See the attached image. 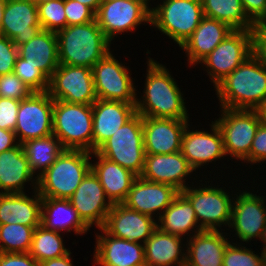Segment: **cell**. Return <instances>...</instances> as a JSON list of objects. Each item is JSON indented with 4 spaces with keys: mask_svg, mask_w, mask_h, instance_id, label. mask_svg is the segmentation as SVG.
<instances>
[{
    "mask_svg": "<svg viewBox=\"0 0 266 266\" xmlns=\"http://www.w3.org/2000/svg\"><path fill=\"white\" fill-rule=\"evenodd\" d=\"M17 48L19 57L36 66L49 79L60 64L56 32L41 29L30 41Z\"/></svg>",
    "mask_w": 266,
    "mask_h": 266,
    "instance_id": "obj_29",
    "label": "cell"
},
{
    "mask_svg": "<svg viewBox=\"0 0 266 266\" xmlns=\"http://www.w3.org/2000/svg\"><path fill=\"white\" fill-rule=\"evenodd\" d=\"M41 29L36 4L30 0H6L0 35L11 39L19 47Z\"/></svg>",
    "mask_w": 266,
    "mask_h": 266,
    "instance_id": "obj_18",
    "label": "cell"
},
{
    "mask_svg": "<svg viewBox=\"0 0 266 266\" xmlns=\"http://www.w3.org/2000/svg\"><path fill=\"white\" fill-rule=\"evenodd\" d=\"M22 146L32 172L35 173L36 170H42L35 178L43 174L65 150L54 134L27 140L22 143Z\"/></svg>",
    "mask_w": 266,
    "mask_h": 266,
    "instance_id": "obj_35",
    "label": "cell"
},
{
    "mask_svg": "<svg viewBox=\"0 0 266 266\" xmlns=\"http://www.w3.org/2000/svg\"><path fill=\"white\" fill-rule=\"evenodd\" d=\"M64 7L67 26L86 24L95 20V12L78 1L64 0Z\"/></svg>",
    "mask_w": 266,
    "mask_h": 266,
    "instance_id": "obj_42",
    "label": "cell"
},
{
    "mask_svg": "<svg viewBox=\"0 0 266 266\" xmlns=\"http://www.w3.org/2000/svg\"><path fill=\"white\" fill-rule=\"evenodd\" d=\"M78 1L89 8H91L95 13L97 12L102 0H75Z\"/></svg>",
    "mask_w": 266,
    "mask_h": 266,
    "instance_id": "obj_52",
    "label": "cell"
},
{
    "mask_svg": "<svg viewBox=\"0 0 266 266\" xmlns=\"http://www.w3.org/2000/svg\"><path fill=\"white\" fill-rule=\"evenodd\" d=\"M260 239L265 243V244H263V246L265 245L263 247V250H266V225H265V228L262 231Z\"/></svg>",
    "mask_w": 266,
    "mask_h": 266,
    "instance_id": "obj_54",
    "label": "cell"
},
{
    "mask_svg": "<svg viewBox=\"0 0 266 266\" xmlns=\"http://www.w3.org/2000/svg\"><path fill=\"white\" fill-rule=\"evenodd\" d=\"M70 252L62 257L48 259L40 262V266H73L70 259Z\"/></svg>",
    "mask_w": 266,
    "mask_h": 266,
    "instance_id": "obj_50",
    "label": "cell"
},
{
    "mask_svg": "<svg viewBox=\"0 0 266 266\" xmlns=\"http://www.w3.org/2000/svg\"><path fill=\"white\" fill-rule=\"evenodd\" d=\"M13 73L18 76L33 92H46L49 78L36 66L17 56Z\"/></svg>",
    "mask_w": 266,
    "mask_h": 266,
    "instance_id": "obj_39",
    "label": "cell"
},
{
    "mask_svg": "<svg viewBox=\"0 0 266 266\" xmlns=\"http://www.w3.org/2000/svg\"><path fill=\"white\" fill-rule=\"evenodd\" d=\"M252 54L266 68V33L256 25L253 30Z\"/></svg>",
    "mask_w": 266,
    "mask_h": 266,
    "instance_id": "obj_48",
    "label": "cell"
},
{
    "mask_svg": "<svg viewBox=\"0 0 266 266\" xmlns=\"http://www.w3.org/2000/svg\"><path fill=\"white\" fill-rule=\"evenodd\" d=\"M93 152L125 124L135 113V103L97 99L92 104Z\"/></svg>",
    "mask_w": 266,
    "mask_h": 266,
    "instance_id": "obj_22",
    "label": "cell"
},
{
    "mask_svg": "<svg viewBox=\"0 0 266 266\" xmlns=\"http://www.w3.org/2000/svg\"><path fill=\"white\" fill-rule=\"evenodd\" d=\"M41 225L56 232L62 230L70 232L72 228L76 234H83L89 230L69 199L42 197Z\"/></svg>",
    "mask_w": 266,
    "mask_h": 266,
    "instance_id": "obj_32",
    "label": "cell"
},
{
    "mask_svg": "<svg viewBox=\"0 0 266 266\" xmlns=\"http://www.w3.org/2000/svg\"><path fill=\"white\" fill-rule=\"evenodd\" d=\"M54 99L46 92H33L20 101L14 130L18 143L53 134Z\"/></svg>",
    "mask_w": 266,
    "mask_h": 266,
    "instance_id": "obj_12",
    "label": "cell"
},
{
    "mask_svg": "<svg viewBox=\"0 0 266 266\" xmlns=\"http://www.w3.org/2000/svg\"><path fill=\"white\" fill-rule=\"evenodd\" d=\"M104 235H97L95 263L102 266H146L144 244L116 238L100 228Z\"/></svg>",
    "mask_w": 266,
    "mask_h": 266,
    "instance_id": "obj_23",
    "label": "cell"
},
{
    "mask_svg": "<svg viewBox=\"0 0 266 266\" xmlns=\"http://www.w3.org/2000/svg\"><path fill=\"white\" fill-rule=\"evenodd\" d=\"M106 198L100 181L90 170L69 201L89 228L94 223L98 228H102L113 205L111 202L107 203Z\"/></svg>",
    "mask_w": 266,
    "mask_h": 266,
    "instance_id": "obj_15",
    "label": "cell"
},
{
    "mask_svg": "<svg viewBox=\"0 0 266 266\" xmlns=\"http://www.w3.org/2000/svg\"><path fill=\"white\" fill-rule=\"evenodd\" d=\"M83 150H64L35 182L41 197L69 199L91 170L90 155Z\"/></svg>",
    "mask_w": 266,
    "mask_h": 266,
    "instance_id": "obj_4",
    "label": "cell"
},
{
    "mask_svg": "<svg viewBox=\"0 0 266 266\" xmlns=\"http://www.w3.org/2000/svg\"><path fill=\"white\" fill-rule=\"evenodd\" d=\"M148 66L144 100H136V112L142 117L188 119L184 99L169 71L152 59Z\"/></svg>",
    "mask_w": 266,
    "mask_h": 266,
    "instance_id": "obj_2",
    "label": "cell"
},
{
    "mask_svg": "<svg viewBox=\"0 0 266 266\" xmlns=\"http://www.w3.org/2000/svg\"><path fill=\"white\" fill-rule=\"evenodd\" d=\"M33 4H42V3H45V2H48L50 0H30Z\"/></svg>",
    "mask_w": 266,
    "mask_h": 266,
    "instance_id": "obj_56",
    "label": "cell"
},
{
    "mask_svg": "<svg viewBox=\"0 0 266 266\" xmlns=\"http://www.w3.org/2000/svg\"><path fill=\"white\" fill-rule=\"evenodd\" d=\"M255 110L259 115L261 123L266 125V98L261 102V104Z\"/></svg>",
    "mask_w": 266,
    "mask_h": 266,
    "instance_id": "obj_51",
    "label": "cell"
},
{
    "mask_svg": "<svg viewBox=\"0 0 266 266\" xmlns=\"http://www.w3.org/2000/svg\"><path fill=\"white\" fill-rule=\"evenodd\" d=\"M215 88L222 108L255 110L266 98V68L252 54Z\"/></svg>",
    "mask_w": 266,
    "mask_h": 266,
    "instance_id": "obj_1",
    "label": "cell"
},
{
    "mask_svg": "<svg viewBox=\"0 0 266 266\" xmlns=\"http://www.w3.org/2000/svg\"><path fill=\"white\" fill-rule=\"evenodd\" d=\"M35 228L16 223L0 225V252L29 253Z\"/></svg>",
    "mask_w": 266,
    "mask_h": 266,
    "instance_id": "obj_37",
    "label": "cell"
},
{
    "mask_svg": "<svg viewBox=\"0 0 266 266\" xmlns=\"http://www.w3.org/2000/svg\"><path fill=\"white\" fill-rule=\"evenodd\" d=\"M189 131L186 126L182 137L181 153L194 170L204 163L218 160L226 155L223 138L215 122L212 124V134L198 130Z\"/></svg>",
    "mask_w": 266,
    "mask_h": 266,
    "instance_id": "obj_24",
    "label": "cell"
},
{
    "mask_svg": "<svg viewBox=\"0 0 266 266\" xmlns=\"http://www.w3.org/2000/svg\"><path fill=\"white\" fill-rule=\"evenodd\" d=\"M33 175L22 144L0 153V193H23L24 183Z\"/></svg>",
    "mask_w": 266,
    "mask_h": 266,
    "instance_id": "obj_30",
    "label": "cell"
},
{
    "mask_svg": "<svg viewBox=\"0 0 266 266\" xmlns=\"http://www.w3.org/2000/svg\"><path fill=\"white\" fill-rule=\"evenodd\" d=\"M146 0H102L95 20L111 42L114 36L132 31L142 22L151 23V9Z\"/></svg>",
    "mask_w": 266,
    "mask_h": 266,
    "instance_id": "obj_9",
    "label": "cell"
},
{
    "mask_svg": "<svg viewBox=\"0 0 266 266\" xmlns=\"http://www.w3.org/2000/svg\"><path fill=\"white\" fill-rule=\"evenodd\" d=\"M49 95L54 100L92 105L98 98L92 68L59 64L49 79Z\"/></svg>",
    "mask_w": 266,
    "mask_h": 266,
    "instance_id": "obj_11",
    "label": "cell"
},
{
    "mask_svg": "<svg viewBox=\"0 0 266 266\" xmlns=\"http://www.w3.org/2000/svg\"><path fill=\"white\" fill-rule=\"evenodd\" d=\"M187 187L181 193L190 201L194 208L197 221H201L202 230L217 231V226L230 224L233 202L221 188Z\"/></svg>",
    "mask_w": 266,
    "mask_h": 266,
    "instance_id": "obj_14",
    "label": "cell"
},
{
    "mask_svg": "<svg viewBox=\"0 0 266 266\" xmlns=\"http://www.w3.org/2000/svg\"><path fill=\"white\" fill-rule=\"evenodd\" d=\"M203 15L228 24L234 30H253L256 26L246 15L241 0H201Z\"/></svg>",
    "mask_w": 266,
    "mask_h": 266,
    "instance_id": "obj_34",
    "label": "cell"
},
{
    "mask_svg": "<svg viewBox=\"0 0 266 266\" xmlns=\"http://www.w3.org/2000/svg\"><path fill=\"white\" fill-rule=\"evenodd\" d=\"M263 197L250 192L237 195L232 206L229 226L233 227L237 236L243 242L261 237L266 225V206Z\"/></svg>",
    "mask_w": 266,
    "mask_h": 266,
    "instance_id": "obj_19",
    "label": "cell"
},
{
    "mask_svg": "<svg viewBox=\"0 0 266 266\" xmlns=\"http://www.w3.org/2000/svg\"><path fill=\"white\" fill-rule=\"evenodd\" d=\"M204 17L201 0H165L151 9V25L181 47Z\"/></svg>",
    "mask_w": 266,
    "mask_h": 266,
    "instance_id": "obj_7",
    "label": "cell"
},
{
    "mask_svg": "<svg viewBox=\"0 0 266 266\" xmlns=\"http://www.w3.org/2000/svg\"><path fill=\"white\" fill-rule=\"evenodd\" d=\"M221 119L216 120L224 144L225 154L250 162V149L261 124L256 110L222 109Z\"/></svg>",
    "mask_w": 266,
    "mask_h": 266,
    "instance_id": "obj_8",
    "label": "cell"
},
{
    "mask_svg": "<svg viewBox=\"0 0 266 266\" xmlns=\"http://www.w3.org/2000/svg\"><path fill=\"white\" fill-rule=\"evenodd\" d=\"M53 134L65 150H83L92 153V105L54 100Z\"/></svg>",
    "mask_w": 266,
    "mask_h": 266,
    "instance_id": "obj_5",
    "label": "cell"
},
{
    "mask_svg": "<svg viewBox=\"0 0 266 266\" xmlns=\"http://www.w3.org/2000/svg\"><path fill=\"white\" fill-rule=\"evenodd\" d=\"M241 3L247 17L255 25L266 20V0H241Z\"/></svg>",
    "mask_w": 266,
    "mask_h": 266,
    "instance_id": "obj_46",
    "label": "cell"
},
{
    "mask_svg": "<svg viewBox=\"0 0 266 266\" xmlns=\"http://www.w3.org/2000/svg\"><path fill=\"white\" fill-rule=\"evenodd\" d=\"M179 193L172 185L148 181L138 176L122 204L152 217L157 210L164 212Z\"/></svg>",
    "mask_w": 266,
    "mask_h": 266,
    "instance_id": "obj_20",
    "label": "cell"
},
{
    "mask_svg": "<svg viewBox=\"0 0 266 266\" xmlns=\"http://www.w3.org/2000/svg\"><path fill=\"white\" fill-rule=\"evenodd\" d=\"M158 219L161 223V225L160 223L158 224V228L172 235L185 236L194 227H197L196 234L203 231L200 225L196 226L199 222L197 221L192 204L181 192L164 212L159 213Z\"/></svg>",
    "mask_w": 266,
    "mask_h": 266,
    "instance_id": "obj_33",
    "label": "cell"
},
{
    "mask_svg": "<svg viewBox=\"0 0 266 266\" xmlns=\"http://www.w3.org/2000/svg\"><path fill=\"white\" fill-rule=\"evenodd\" d=\"M266 160V125L260 124L250 149V162L257 163Z\"/></svg>",
    "mask_w": 266,
    "mask_h": 266,
    "instance_id": "obj_45",
    "label": "cell"
},
{
    "mask_svg": "<svg viewBox=\"0 0 266 266\" xmlns=\"http://www.w3.org/2000/svg\"><path fill=\"white\" fill-rule=\"evenodd\" d=\"M233 30L222 21L204 16L181 48L187 52L190 64L201 63Z\"/></svg>",
    "mask_w": 266,
    "mask_h": 266,
    "instance_id": "obj_25",
    "label": "cell"
},
{
    "mask_svg": "<svg viewBox=\"0 0 266 266\" xmlns=\"http://www.w3.org/2000/svg\"><path fill=\"white\" fill-rule=\"evenodd\" d=\"M153 217L137 212L122 203H115L109 211L103 229L110 235L134 242H143L158 228Z\"/></svg>",
    "mask_w": 266,
    "mask_h": 266,
    "instance_id": "obj_16",
    "label": "cell"
},
{
    "mask_svg": "<svg viewBox=\"0 0 266 266\" xmlns=\"http://www.w3.org/2000/svg\"><path fill=\"white\" fill-rule=\"evenodd\" d=\"M258 26L266 33V20H263Z\"/></svg>",
    "mask_w": 266,
    "mask_h": 266,
    "instance_id": "obj_57",
    "label": "cell"
},
{
    "mask_svg": "<svg viewBox=\"0 0 266 266\" xmlns=\"http://www.w3.org/2000/svg\"><path fill=\"white\" fill-rule=\"evenodd\" d=\"M92 153L98 158V162L96 164L91 163V170L100 181L108 198L107 202L112 204L122 203L138 176L132 171L99 155L96 151Z\"/></svg>",
    "mask_w": 266,
    "mask_h": 266,
    "instance_id": "obj_27",
    "label": "cell"
},
{
    "mask_svg": "<svg viewBox=\"0 0 266 266\" xmlns=\"http://www.w3.org/2000/svg\"><path fill=\"white\" fill-rule=\"evenodd\" d=\"M181 238L157 228L144 243L146 266H185L186 253L181 252Z\"/></svg>",
    "mask_w": 266,
    "mask_h": 266,
    "instance_id": "obj_31",
    "label": "cell"
},
{
    "mask_svg": "<svg viewBox=\"0 0 266 266\" xmlns=\"http://www.w3.org/2000/svg\"><path fill=\"white\" fill-rule=\"evenodd\" d=\"M59 233L45 229L42 225L36 227L29 254L39 263L68 254L70 250L63 246V240Z\"/></svg>",
    "mask_w": 266,
    "mask_h": 266,
    "instance_id": "obj_36",
    "label": "cell"
},
{
    "mask_svg": "<svg viewBox=\"0 0 266 266\" xmlns=\"http://www.w3.org/2000/svg\"><path fill=\"white\" fill-rule=\"evenodd\" d=\"M262 266H266V250L261 253Z\"/></svg>",
    "mask_w": 266,
    "mask_h": 266,
    "instance_id": "obj_55",
    "label": "cell"
},
{
    "mask_svg": "<svg viewBox=\"0 0 266 266\" xmlns=\"http://www.w3.org/2000/svg\"><path fill=\"white\" fill-rule=\"evenodd\" d=\"M96 152L140 176L145 161L143 117L136 112Z\"/></svg>",
    "mask_w": 266,
    "mask_h": 266,
    "instance_id": "obj_6",
    "label": "cell"
},
{
    "mask_svg": "<svg viewBox=\"0 0 266 266\" xmlns=\"http://www.w3.org/2000/svg\"><path fill=\"white\" fill-rule=\"evenodd\" d=\"M194 169L181 151L172 154H145L141 178L174 186L180 192L187 188L184 178Z\"/></svg>",
    "mask_w": 266,
    "mask_h": 266,
    "instance_id": "obj_21",
    "label": "cell"
},
{
    "mask_svg": "<svg viewBox=\"0 0 266 266\" xmlns=\"http://www.w3.org/2000/svg\"><path fill=\"white\" fill-rule=\"evenodd\" d=\"M188 119L143 117L145 154H172L181 151Z\"/></svg>",
    "mask_w": 266,
    "mask_h": 266,
    "instance_id": "obj_17",
    "label": "cell"
},
{
    "mask_svg": "<svg viewBox=\"0 0 266 266\" xmlns=\"http://www.w3.org/2000/svg\"><path fill=\"white\" fill-rule=\"evenodd\" d=\"M18 140L14 131L4 130L0 128V153L11 150L18 146L19 143L15 142ZM16 144H15V143Z\"/></svg>",
    "mask_w": 266,
    "mask_h": 266,
    "instance_id": "obj_49",
    "label": "cell"
},
{
    "mask_svg": "<svg viewBox=\"0 0 266 266\" xmlns=\"http://www.w3.org/2000/svg\"><path fill=\"white\" fill-rule=\"evenodd\" d=\"M18 56V48L6 36L0 35V75L12 73Z\"/></svg>",
    "mask_w": 266,
    "mask_h": 266,
    "instance_id": "obj_43",
    "label": "cell"
},
{
    "mask_svg": "<svg viewBox=\"0 0 266 266\" xmlns=\"http://www.w3.org/2000/svg\"><path fill=\"white\" fill-rule=\"evenodd\" d=\"M252 50V30H233L201 62L210 68L208 74L216 87L252 55Z\"/></svg>",
    "mask_w": 266,
    "mask_h": 266,
    "instance_id": "obj_10",
    "label": "cell"
},
{
    "mask_svg": "<svg viewBox=\"0 0 266 266\" xmlns=\"http://www.w3.org/2000/svg\"><path fill=\"white\" fill-rule=\"evenodd\" d=\"M0 266H40V264L29 253L0 252Z\"/></svg>",
    "mask_w": 266,
    "mask_h": 266,
    "instance_id": "obj_47",
    "label": "cell"
},
{
    "mask_svg": "<svg viewBox=\"0 0 266 266\" xmlns=\"http://www.w3.org/2000/svg\"><path fill=\"white\" fill-rule=\"evenodd\" d=\"M59 63L92 68L110 51V41L97 21L66 26L56 33Z\"/></svg>",
    "mask_w": 266,
    "mask_h": 266,
    "instance_id": "obj_3",
    "label": "cell"
},
{
    "mask_svg": "<svg viewBox=\"0 0 266 266\" xmlns=\"http://www.w3.org/2000/svg\"><path fill=\"white\" fill-rule=\"evenodd\" d=\"M20 100L0 97V128L14 131L17 125V113Z\"/></svg>",
    "mask_w": 266,
    "mask_h": 266,
    "instance_id": "obj_44",
    "label": "cell"
},
{
    "mask_svg": "<svg viewBox=\"0 0 266 266\" xmlns=\"http://www.w3.org/2000/svg\"><path fill=\"white\" fill-rule=\"evenodd\" d=\"M5 5H6V0H0V29H1V24H2V20H3Z\"/></svg>",
    "mask_w": 266,
    "mask_h": 266,
    "instance_id": "obj_53",
    "label": "cell"
},
{
    "mask_svg": "<svg viewBox=\"0 0 266 266\" xmlns=\"http://www.w3.org/2000/svg\"><path fill=\"white\" fill-rule=\"evenodd\" d=\"M92 73L98 99L136 103L135 88L127 68L111 52L92 67Z\"/></svg>",
    "mask_w": 266,
    "mask_h": 266,
    "instance_id": "obj_13",
    "label": "cell"
},
{
    "mask_svg": "<svg viewBox=\"0 0 266 266\" xmlns=\"http://www.w3.org/2000/svg\"><path fill=\"white\" fill-rule=\"evenodd\" d=\"M223 266H262V260L261 256L246 247L240 248L229 243L224 252Z\"/></svg>",
    "mask_w": 266,
    "mask_h": 266,
    "instance_id": "obj_40",
    "label": "cell"
},
{
    "mask_svg": "<svg viewBox=\"0 0 266 266\" xmlns=\"http://www.w3.org/2000/svg\"><path fill=\"white\" fill-rule=\"evenodd\" d=\"M223 233L203 230L194 233L188 242L185 266H223V256L228 242Z\"/></svg>",
    "mask_w": 266,
    "mask_h": 266,
    "instance_id": "obj_28",
    "label": "cell"
},
{
    "mask_svg": "<svg viewBox=\"0 0 266 266\" xmlns=\"http://www.w3.org/2000/svg\"><path fill=\"white\" fill-rule=\"evenodd\" d=\"M33 91L13 72L0 75V97L23 100Z\"/></svg>",
    "mask_w": 266,
    "mask_h": 266,
    "instance_id": "obj_41",
    "label": "cell"
},
{
    "mask_svg": "<svg viewBox=\"0 0 266 266\" xmlns=\"http://www.w3.org/2000/svg\"><path fill=\"white\" fill-rule=\"evenodd\" d=\"M35 198L23 193H0V225L22 224L38 227L41 225L42 197L35 189ZM37 193V194H36Z\"/></svg>",
    "mask_w": 266,
    "mask_h": 266,
    "instance_id": "obj_26",
    "label": "cell"
},
{
    "mask_svg": "<svg viewBox=\"0 0 266 266\" xmlns=\"http://www.w3.org/2000/svg\"><path fill=\"white\" fill-rule=\"evenodd\" d=\"M38 19L43 30L58 32L67 26L64 0H50L38 4Z\"/></svg>",
    "mask_w": 266,
    "mask_h": 266,
    "instance_id": "obj_38",
    "label": "cell"
}]
</instances>
